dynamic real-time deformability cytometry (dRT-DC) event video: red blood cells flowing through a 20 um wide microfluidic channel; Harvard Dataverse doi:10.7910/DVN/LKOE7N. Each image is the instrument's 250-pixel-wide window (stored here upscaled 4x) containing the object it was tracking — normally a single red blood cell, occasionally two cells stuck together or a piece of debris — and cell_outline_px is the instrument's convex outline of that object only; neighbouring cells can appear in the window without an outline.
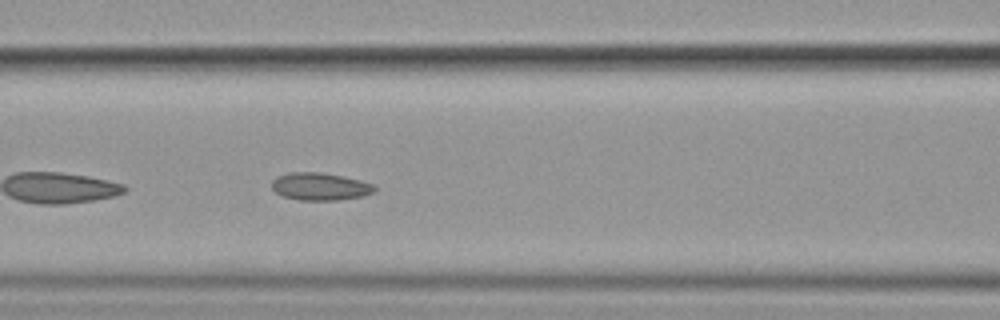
{"species": "common noctule bat (a hibernating species)", "species_latin": "Nyctalus noctula", "temperature_condition": "cold", "stored_images_in_passage": 8, "segment_of_instrument_passage": [1, 2], "camera_frame_rate_fps": 3000, "um_per_image_px": 0.085, "animal": {"sex": "female", "body_mass_g": 19.9}, "frame": {"image": 1, "passage_image": 7, "time_ms": 7.0, "image_size_px": [1000, 320], "cell_outline_px": [[376, 188], [372, 192], [364, 196], [336, 200], [300, 200], [284, 196], [276, 192], [272, 188], [272, 180], [276, 176], [288, 172], [320, 172], [344, 176], [360, 180], [372, 184]], "centroid_in_image_um": [27.18, 15.84], "position_along_channel_um": 139.4, "area_um2": 16.47}}